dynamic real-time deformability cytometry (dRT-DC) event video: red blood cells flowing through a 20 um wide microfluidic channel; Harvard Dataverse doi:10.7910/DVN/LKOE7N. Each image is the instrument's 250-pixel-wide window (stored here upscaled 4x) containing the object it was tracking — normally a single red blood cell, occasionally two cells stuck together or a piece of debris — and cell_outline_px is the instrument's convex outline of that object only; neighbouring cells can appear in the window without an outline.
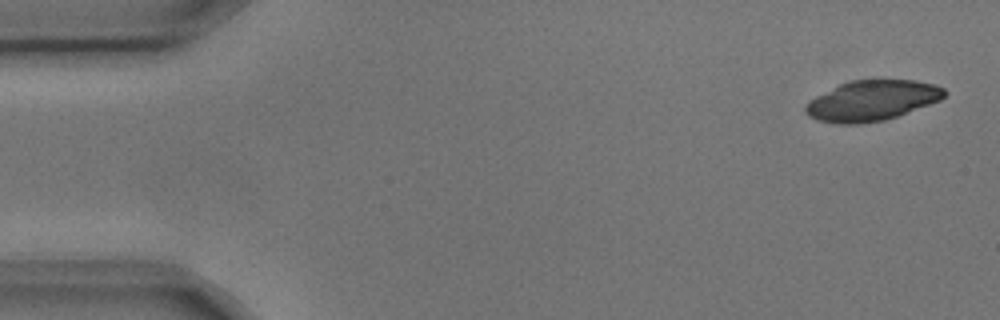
{"species": "common noctule bat (a hibernating species)", "species_latin": "Nyctalus noctula", "temperature_condition": "cold", "stored_images_in_passage": 7, "camera_frame_rate_fps": 3000, "um_per_image_px": 0.085, "animal": {"sex": "male", "body_mass_g": 17.9, "forearm_length_mm": 54.2}, "frame": {"image": 1, "passage_image": 1, "time_ms": 0.0, "image_size_px": [1000, 320], "cell_outline_px": [[948, 92], [940, 100], [896, 116], [884, 120], [860, 124], [836, 124], [816, 120], [808, 116], [804, 112], [804, 104], [808, 100], [840, 84], [852, 80], [916, 80], [936, 84], [944, 88]], "centroid_in_image_um": [74.08, 8.55], "position_along_channel_um": 10.9, "area_um2": 32.77}}
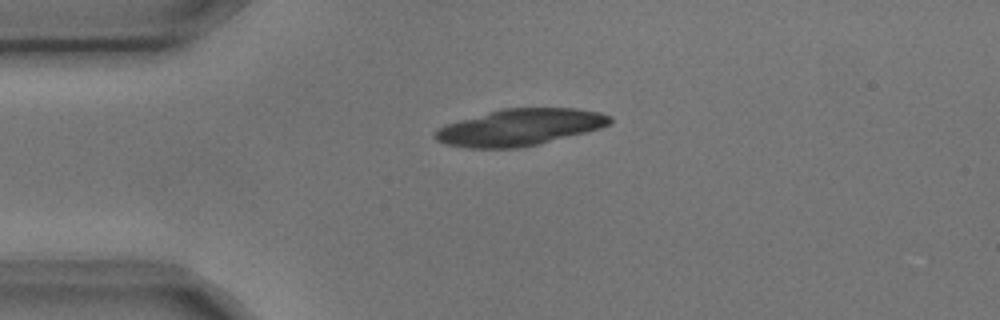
{"frame": {"image": 2, "passage_image": 4, "time_ms": 1.0, "image_size_px": [1000, 320], "cell_outline_px": [[612, 120], [608, 124], [600, 128], [540, 144], [516, 148], [468, 148], [448, 144], [436, 140], [432, 136], [432, 132], [436, 128], [444, 124], [488, 112], [504, 108], [576, 108], [600, 112], [608, 116]], "centroid_in_image_um": [44.12, 10.82], "position_along_channel_um": 40.9, "area_um2": 37.28}}